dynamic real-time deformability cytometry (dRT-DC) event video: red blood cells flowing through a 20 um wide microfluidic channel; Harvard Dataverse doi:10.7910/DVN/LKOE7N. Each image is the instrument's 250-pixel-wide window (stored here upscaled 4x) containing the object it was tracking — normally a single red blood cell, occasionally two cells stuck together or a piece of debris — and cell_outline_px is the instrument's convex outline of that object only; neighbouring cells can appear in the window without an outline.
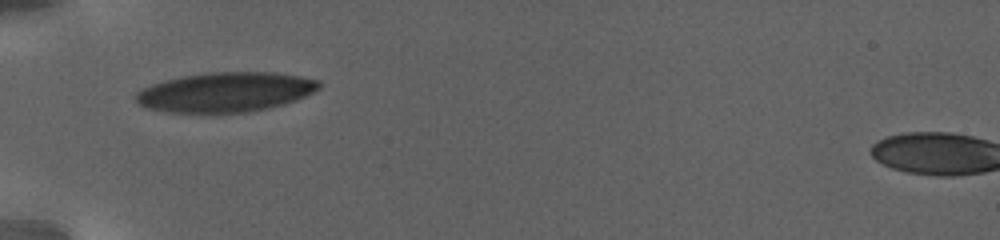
{"species": "human", "species_latin": "Homo sapiens", "temperature_condition": "warm", "stored_images_in_passage": 60, "camera_frame_rate_fps": 3000, "um_per_image_px": 0.085, "donor": {"sex": "female"}, "frame": {"image": 1, "passage_image": 1, "time_ms": 0.0, "image_size_px": [1000, 240], "cell_outline_px": [[320, 88], [296, 100], [284, 104], [268, 108], [248, 112], [168, 112], [144, 108], [136, 100], [136, 92], [152, 84], [164, 80], [184, 76], [208, 72], [276, 72], [300, 76], [320, 80]], "centroid_in_image_um": [19.18, 7.82], "position_along_channel_um": 65.8, "area_um2": 42.25}}
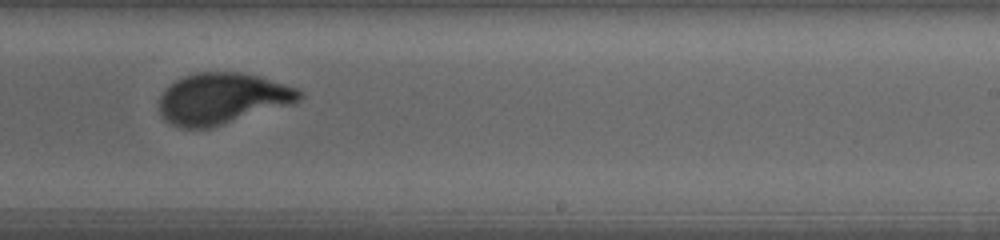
{"frame": {"image": 2, "passage_image": 32, "time_ms": 7.667, "image_size_px": [1000, 240], "cell_outline_px": [[304, 96], [300, 100], [292, 104], [212, 128], [180, 128], [168, 124], [160, 116], [160, 96], [164, 88], [176, 80], [184, 76], [196, 72], [240, 72], [256, 76], [296, 88], [304, 92]], "centroid_in_image_um": [18.85, 8.4], "position_along_channel_um": 270.1, "area_um2": 42.02}}
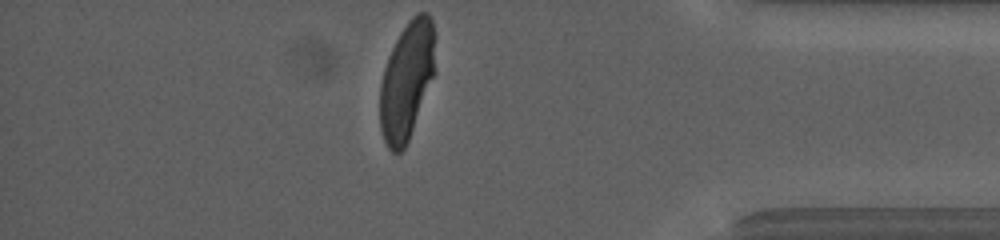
{"frame": {"image": 3, "passage_image": 60, "time_ms": 13.333, "image_size_px": [1000, 240], "cell_outline_px": [[436, 36], [432, 76], [408, 140], [404, 148], [400, 152], [392, 152], [388, 148], [384, 140], [380, 128], [380, 84], [384, 68], [388, 56], [400, 32], [408, 20], [416, 12], [428, 12], [432, 20]], "centroid_in_image_um": [34.55, 6.79], "position_along_channel_um": 400.6, "area_um2": 37.45}, "authors_computed_cell_mechanics": {"area_um2": 42.1362, "velocity_mm_per_s": 2.7488, "shape_relaxation_time_tau1_ms": 5.7835, "shape_relaxation_time_tau2_ms": null, "deformation_change_tau1": 0.2189, "deformation_change_tau2": null}}